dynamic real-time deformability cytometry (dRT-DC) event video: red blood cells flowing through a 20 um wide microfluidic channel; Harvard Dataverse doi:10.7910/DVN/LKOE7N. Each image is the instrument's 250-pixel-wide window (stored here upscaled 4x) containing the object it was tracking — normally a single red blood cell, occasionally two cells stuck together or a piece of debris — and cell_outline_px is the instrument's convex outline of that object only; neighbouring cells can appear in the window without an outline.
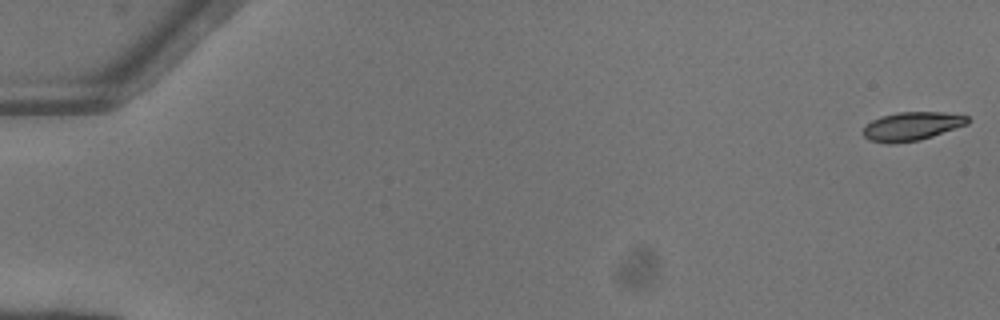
{"species": "common noctule bat (a hibernating species)", "species_latin": "Nyctalus noctula", "temperature_condition": "warm", "stored_images_in_passage": 52, "camera_frame_rate_fps": 3000, "um_per_image_px": 0.085, "animal": {"sex": "female"}, "frame": {"image": 1, "passage_image": 1, "time_ms": 0.0, "image_size_px": [1000, 320], "cell_outline_px": [[972, 120], [968, 124], [920, 140], [892, 144], [888, 144], [868, 140], [860, 132], [872, 120], [880, 116], [896, 112], [944, 112], [968, 116]], "centroid_in_image_um": [77.49, 10.73], "position_along_channel_um": 7.5, "area_um2": 17.63}}
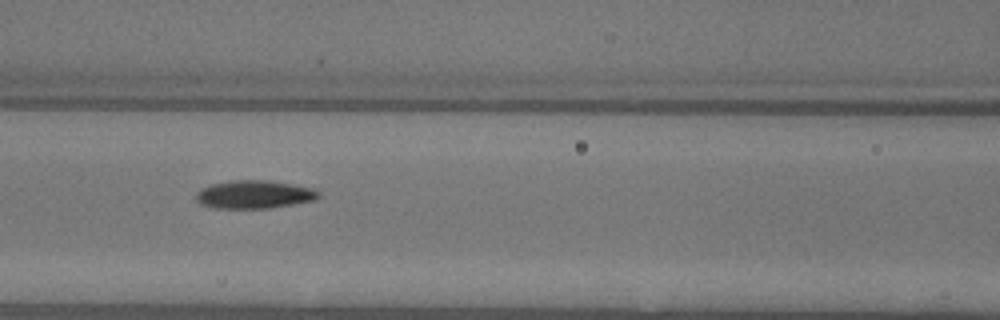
{"frame": {"image": 2, "passage_image": 24, "time_ms": 7.667, "image_size_px": [1000, 320], "cell_outline_px": [[320, 196], [316, 200], [268, 208], [212, 208], [200, 204], [196, 200], [196, 192], [200, 188], [212, 184], [232, 180], [264, 180], [312, 188], [320, 192]], "centroid_in_image_um": [21.56, 16.53], "position_along_channel_um": 145.0, "area_um2": 20.0}}
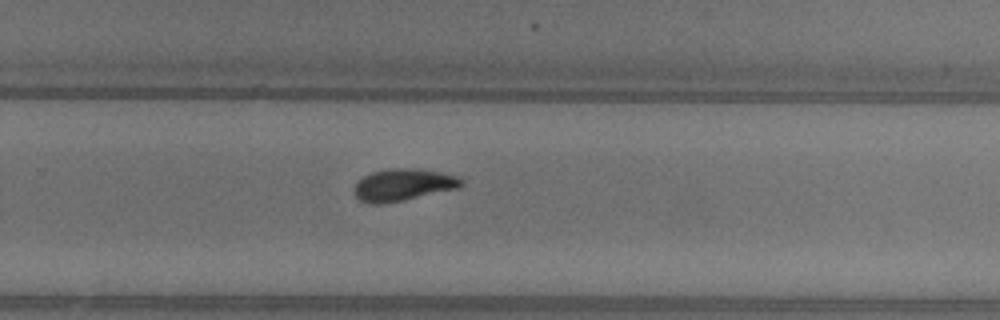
{"frame": {"image": 3, "passage_image": 35, "time_ms": 11.333, "image_size_px": [1000, 320], "cell_outline_px": [[460, 184], [456, 188], [404, 200], [380, 204], [372, 204], [360, 200], [356, 196], [356, 184], [364, 176], [372, 172], [388, 168], [420, 168], [440, 172], [456, 176], [460, 180]], "centroid_in_image_um": [34.23, 15.69], "position_along_channel_um": 295.6, "area_um2": 19.54}, "authors_computed_cell_mechanics": {"area_um2": 18.6694, "velocity_mm_per_s": 4.1216, "shape_relaxation_time_tau1_ms": 4.4209, "shape_relaxation_time_tau2_ms": 3.1288, "deformation_change_tau1": 0.1599, "deformation_change_tau2": 0.0892}}